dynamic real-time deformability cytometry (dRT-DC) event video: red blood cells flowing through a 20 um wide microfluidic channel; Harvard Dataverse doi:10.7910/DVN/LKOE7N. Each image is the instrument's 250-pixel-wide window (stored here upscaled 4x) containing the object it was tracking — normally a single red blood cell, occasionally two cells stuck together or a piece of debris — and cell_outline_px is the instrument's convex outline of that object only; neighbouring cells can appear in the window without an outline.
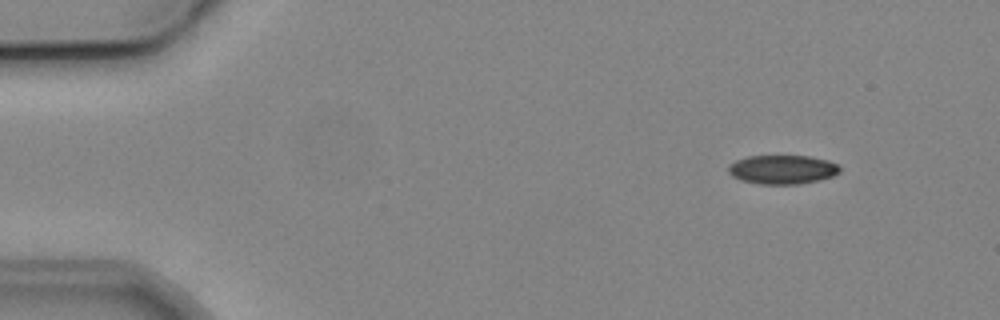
{"species": "common noctule bat (a hibernating species)", "species_latin": "Nyctalus noctula", "temperature_condition": "cold", "stored_images_in_passage": 4, "camera_frame_rate_fps": 3000, "um_per_image_px": 0.085, "animal": {"sex": "male", "body_mass_g": 19.2, "forearm_length_mm": 51.8}, "frame": {"image": 1, "passage_image": 1, "time_ms": 0.0, "image_size_px": [1000, 320], "cell_outline_px": [[840, 172], [832, 176], [820, 180], [800, 184], [760, 184], [740, 180], [732, 176], [728, 172], [728, 164], [736, 160], [748, 156], [808, 156], [828, 160], [840, 164]], "centroid_in_image_um": [66.51, 14.41], "position_along_channel_um": 18.5, "area_um2": 19.02}}
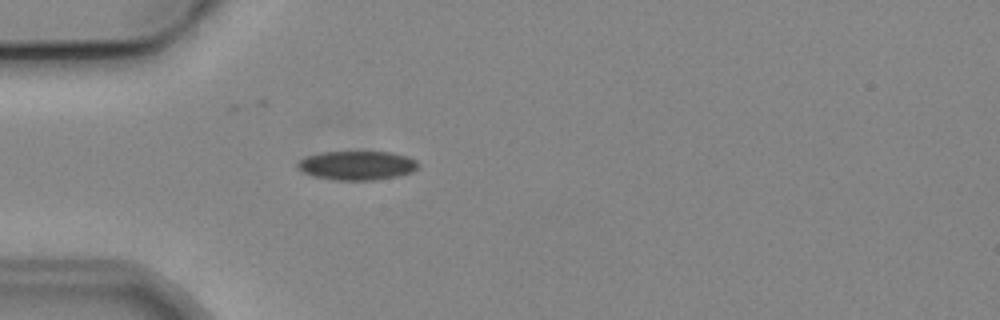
{"frame": {"image": 2, "passage_image": 4, "time_ms": 3.333, "image_size_px": [1000, 320], "cell_outline_px": [[420, 164], [412, 172], [400, 176], [376, 180], [336, 180], [312, 176], [304, 172], [296, 164], [300, 160], [308, 156], [324, 152], [392, 152], [408, 156], [416, 160]], "centroid_in_image_um": [30.4, 14.07], "position_along_channel_um": 54.6, "area_um2": 20.4}}